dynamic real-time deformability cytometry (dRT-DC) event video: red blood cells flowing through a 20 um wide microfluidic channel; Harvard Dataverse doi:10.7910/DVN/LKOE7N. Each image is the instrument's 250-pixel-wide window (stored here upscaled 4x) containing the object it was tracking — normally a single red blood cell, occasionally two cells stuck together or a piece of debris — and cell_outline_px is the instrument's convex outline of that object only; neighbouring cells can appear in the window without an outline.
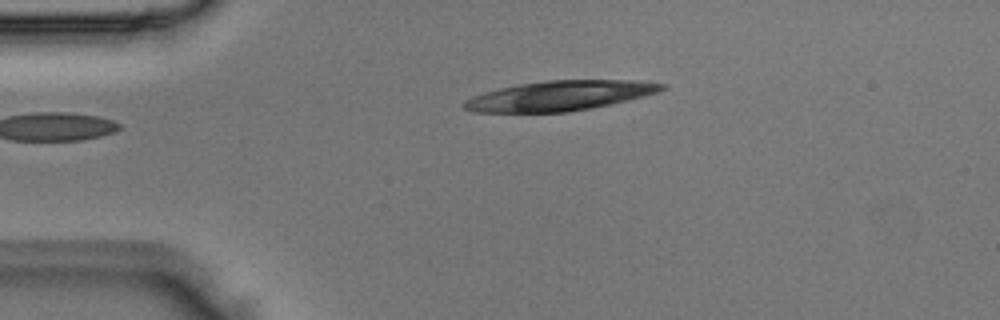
{"species": "Egyptian fruit bat (a non-hibernating species)", "species_latin": "Rousettus aegyptiacus", "temperature_condition": "room temperature", "stored_images_in_passage": 2, "camera_frame_rate_fps": 3000, "um_per_image_px": 0.085, "animal": {"sex": "male"}, "frame": {"image": 1, "passage_image": 2, "time_ms": 0.333, "image_size_px": [1000, 320], "cell_outline_px": [[668, 88], [660, 92], [628, 100], [592, 108], [568, 112], [472, 112], [464, 108], [460, 104], [464, 100], [472, 96], [484, 92], [500, 88], [520, 84], [548, 80], [632, 80], [668, 84]], "centroid_in_image_um": [47.59, 8.14], "position_along_channel_um": 37.4, "area_um2": 34.56}}